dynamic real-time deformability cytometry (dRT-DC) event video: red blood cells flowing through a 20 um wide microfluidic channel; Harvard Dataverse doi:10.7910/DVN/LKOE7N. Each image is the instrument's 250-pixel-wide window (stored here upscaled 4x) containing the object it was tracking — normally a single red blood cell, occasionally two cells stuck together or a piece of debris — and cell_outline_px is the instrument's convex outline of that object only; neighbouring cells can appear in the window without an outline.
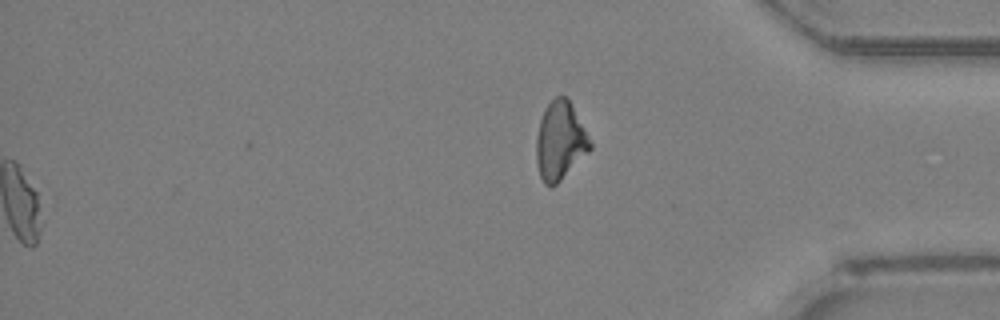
{"species": "Egyptian fruit bat (a non-hibernating species)", "species_latin": "Rousettus aegyptiacus", "temperature_condition": "room temperature", "stored_images_in_passage": 40, "segment_of_instrument_passage": [2, 2], "camera_frame_rate_fps": 3000, "um_per_image_px": 0.085, "animal": {"sex": "female"}, "frame": {"image": 1, "passage_image": 40, "time_ms": 13.0, "image_size_px": [1000, 320], "cell_outline_px": [[592, 148], [556, 184], [544, 184], [540, 176], [536, 164], [536, 136], [540, 120], [544, 108], [556, 96], [564, 96], [568, 100], [592, 144]], "centroid_in_image_um": [47.57, 11.98], "position_along_channel_um": 387.6, "area_um2": 23.87}}